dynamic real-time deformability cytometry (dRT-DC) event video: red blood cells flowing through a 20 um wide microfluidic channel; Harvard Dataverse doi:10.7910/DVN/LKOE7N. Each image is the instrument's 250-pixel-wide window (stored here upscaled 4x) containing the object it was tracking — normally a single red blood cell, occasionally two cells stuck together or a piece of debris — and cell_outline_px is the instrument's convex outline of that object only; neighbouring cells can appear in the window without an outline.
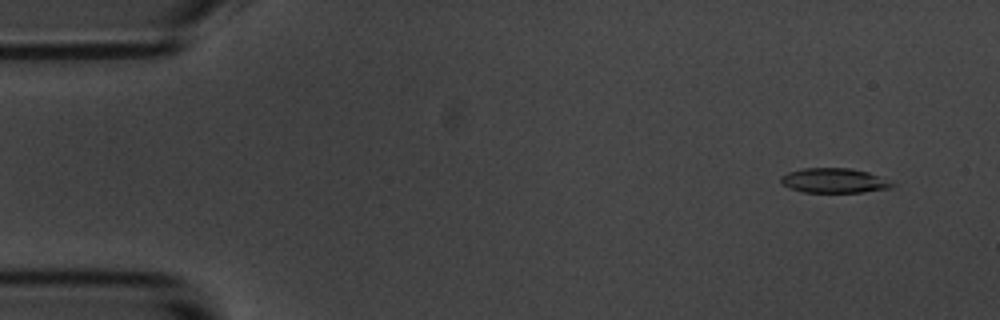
{"species": "common noctule bat (a hibernating species)", "species_latin": "Nyctalus noctula", "temperature_condition": "room temperature", "stored_images_in_passage": 56, "camera_frame_rate_fps": 3000, "um_per_image_px": 0.085, "animal": {"sex": "male", "body_mass_g": 20.1, "forearm_length_mm": 53.5}, "frame": {"image": 1, "passage_image": 4, "time_ms": 1.0, "image_size_px": [1000, 320], "cell_outline_px": [[892, 188], [864, 192], [804, 192], [788, 188], [780, 180], [780, 176], [788, 172], [804, 168], [852, 168], [868, 172], [892, 184]], "centroid_in_image_um": [70.83, 15.35], "position_along_channel_um": 14.2, "area_um2": 15.78}}
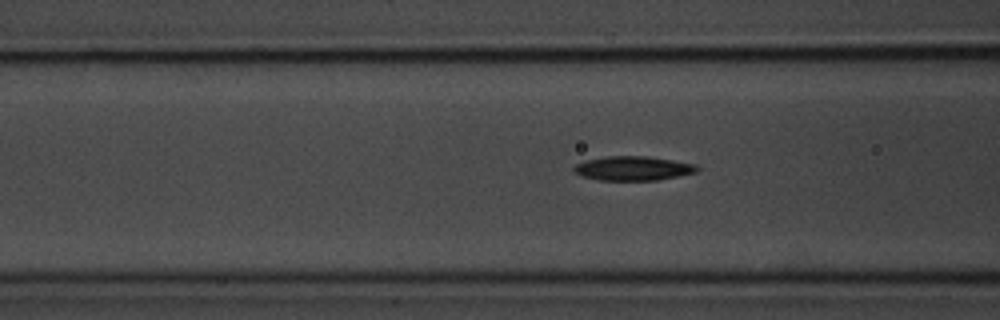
{"frame": {"image": 2, "passage_image": 21, "time_ms": 6.667, "image_size_px": [1000, 320], "cell_outline_px": [[700, 168], [696, 172], [656, 180], [600, 180], [584, 176], [572, 172], [572, 168], [576, 164], [584, 160], [608, 156], [648, 156], [696, 164]], "centroid_in_image_um": [53.78, 14.3], "position_along_channel_um": 112.8, "area_um2": 17.34}}
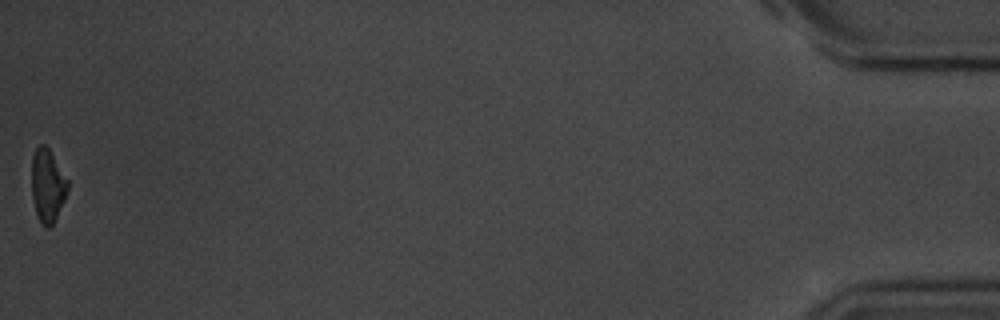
{"frame": {"image": 3, "passage_image": 56, "time_ms": 18.333, "image_size_px": [1000, 320], "cell_outline_px": [[68, 188], [64, 200], [52, 224], [48, 228], [44, 228], [40, 224], [32, 200], [32, 156], [36, 148], [40, 144], [44, 144], [48, 148], [68, 180]], "centroid_in_image_um": [4.02, 15.78], "position_along_channel_um": 431.2, "area_um2": 15.2}, "authors_computed_cell_mechanics": {"area_um2": 16.9932, "velocity_mm_per_s": 3.5752, "shape_relaxation_time_tau1_ms": 3.2547, "shape_relaxation_time_tau2_ms": null, "deformation_change_tau1": 0.12, "deformation_change_tau2": null}}